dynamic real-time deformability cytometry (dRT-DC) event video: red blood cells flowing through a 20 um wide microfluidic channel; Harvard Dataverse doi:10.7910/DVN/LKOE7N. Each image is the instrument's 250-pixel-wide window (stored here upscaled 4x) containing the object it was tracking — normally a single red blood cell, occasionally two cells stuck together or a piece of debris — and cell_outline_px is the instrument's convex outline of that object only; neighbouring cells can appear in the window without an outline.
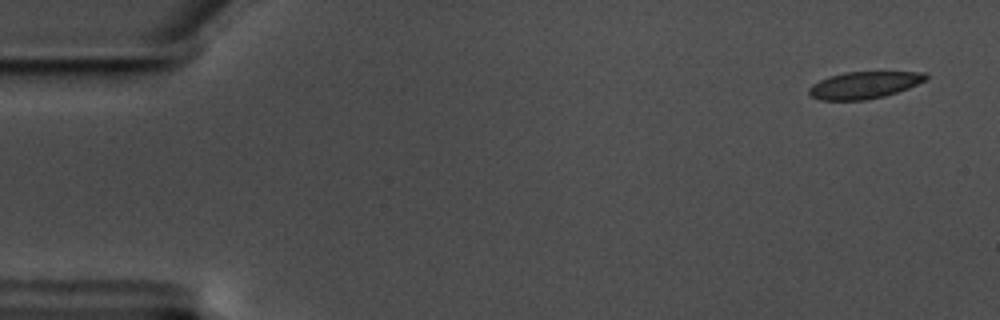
{"species": "common noctule bat (a hibernating species)", "species_latin": "Nyctalus noctula", "temperature_condition": "warm", "stored_images_in_passage": 13, "camera_frame_rate_fps": 3000, "um_per_image_px": 0.085, "animal": {"sex": "male", "body_mass_g": 17.5, "forearm_length_mm": 52.3}, "frame": {"image": 1, "passage_image": 1, "time_ms": 0.0, "image_size_px": [1000, 320], "cell_outline_px": [[928, 76], [924, 80], [908, 88], [884, 96], [864, 100], [820, 100], [812, 96], [808, 92], [808, 88], [812, 84], [828, 76], [844, 72], [924, 72]], "centroid_in_image_um": [73.4, 7.23], "position_along_channel_um": 11.6, "area_um2": 18.21}}